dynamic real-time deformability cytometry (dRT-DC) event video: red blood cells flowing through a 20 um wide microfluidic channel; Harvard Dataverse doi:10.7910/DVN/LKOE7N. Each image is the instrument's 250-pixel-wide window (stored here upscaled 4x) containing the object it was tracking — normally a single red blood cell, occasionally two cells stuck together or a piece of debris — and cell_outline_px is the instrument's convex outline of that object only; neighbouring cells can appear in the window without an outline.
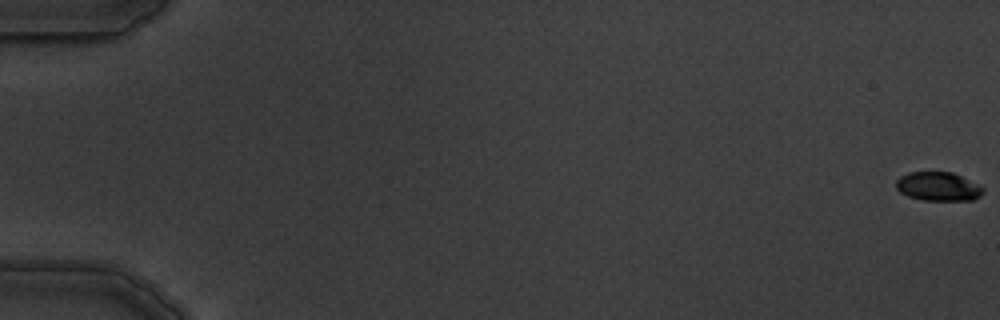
{"species": "common noctule bat (a hibernating species)", "species_latin": "Nyctalus noctula", "temperature_condition": "warm", "stored_images_in_passage": 6, "camera_frame_rate_fps": 3000, "um_per_image_px": 0.085, "animal": {"sex": "male", "body_mass_g": 19.5, "forearm_length_mm": 54.6}, "frame": {"image": 1, "passage_image": 1, "time_ms": 0.0, "image_size_px": [1000, 320], "cell_outline_px": [[984, 192], [980, 196], [972, 200], [924, 200], [908, 196], [900, 192], [896, 188], [896, 180], [900, 176], [908, 172], [952, 172], [980, 184], [984, 188]], "centroid_in_image_um": [79.77, 15.84], "position_along_channel_um": 5.2, "area_um2": 14.74}}